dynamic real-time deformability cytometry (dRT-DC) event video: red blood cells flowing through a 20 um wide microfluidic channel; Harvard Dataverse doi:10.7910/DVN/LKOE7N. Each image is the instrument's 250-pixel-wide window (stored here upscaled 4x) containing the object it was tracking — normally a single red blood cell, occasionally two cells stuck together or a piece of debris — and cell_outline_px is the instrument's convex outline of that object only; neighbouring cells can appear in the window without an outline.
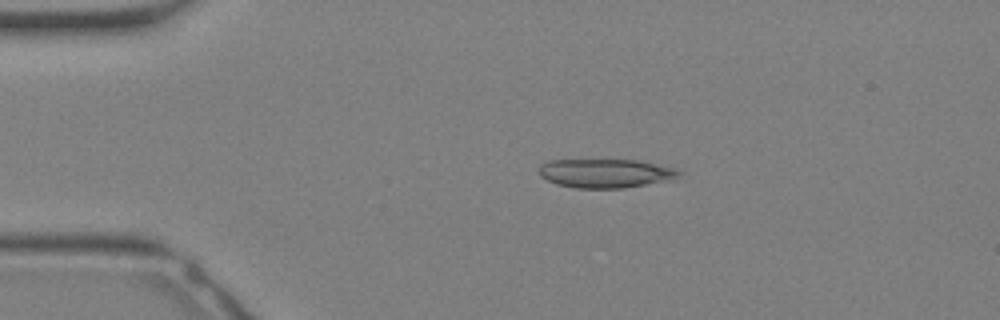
{"species": "Egyptian fruit bat (a non-hibernating species)", "species_latin": "Rousettus aegyptiacus", "temperature_condition": "warm", "stored_images_in_passage": 33, "camera_frame_rate_fps": 3000, "um_per_image_px": 0.085, "animal": {"sex": "female"}, "frame": {"image": 1, "passage_image": 6, "time_ms": 1.667, "image_size_px": [1000, 320], "cell_outline_px": [[684, 172], [676, 180], [624, 188], [576, 188], [556, 184], [540, 176], [540, 164], [548, 160], [636, 160], [680, 168]], "centroid_in_image_um": [51.59, 14.73], "position_along_channel_um": 33.4, "area_um2": 24.04}}
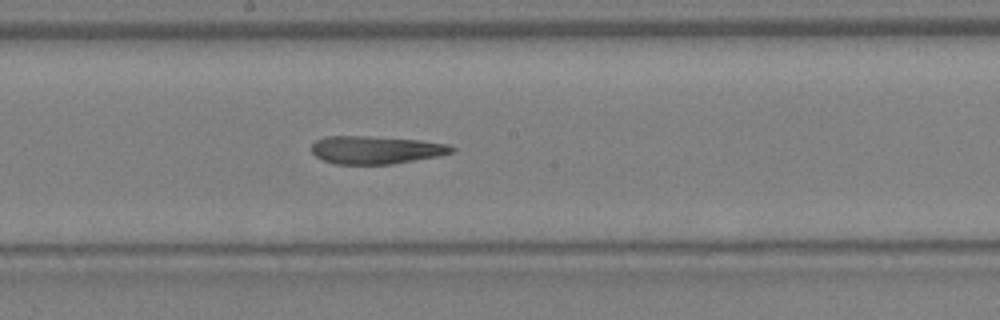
{"frame": {"image": 2, "passage_image": 18, "time_ms": 5.667, "image_size_px": [1000, 320], "cell_outline_px": [[456, 148], [452, 152], [436, 156], [392, 164], [336, 164], [324, 160], [316, 156], [312, 152], [312, 144], [316, 140], [328, 136], [368, 136], [420, 140], [448, 144]], "centroid_in_image_um": [31.94, 12.73], "position_along_channel_um": 216.3, "area_um2": 22.6}}
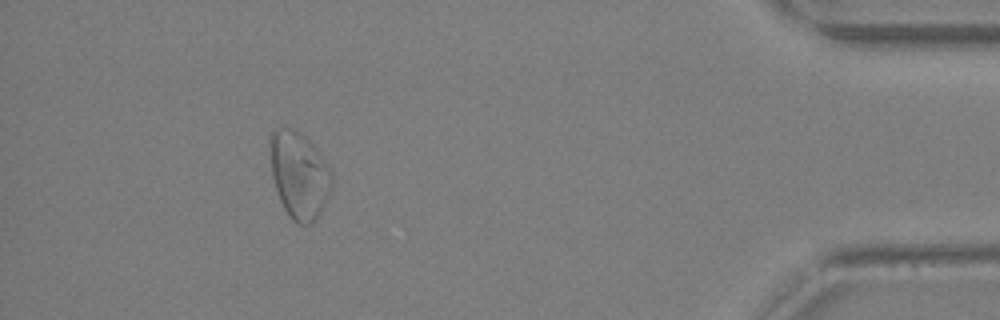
{"frame": {"image": 3, "passage_image": 30, "time_ms": 9.667, "image_size_px": [1000, 320], "cell_outline_px": [[332, 184], [320, 212], [312, 224], [300, 224], [292, 220], [288, 216], [280, 200], [272, 176], [268, 144], [268, 140], [272, 132], [276, 128], [288, 128], [300, 132], [316, 148], [332, 172]], "centroid_in_image_um": [25.39, 14.86], "position_along_channel_um": 409.8, "area_um2": 31.1}}